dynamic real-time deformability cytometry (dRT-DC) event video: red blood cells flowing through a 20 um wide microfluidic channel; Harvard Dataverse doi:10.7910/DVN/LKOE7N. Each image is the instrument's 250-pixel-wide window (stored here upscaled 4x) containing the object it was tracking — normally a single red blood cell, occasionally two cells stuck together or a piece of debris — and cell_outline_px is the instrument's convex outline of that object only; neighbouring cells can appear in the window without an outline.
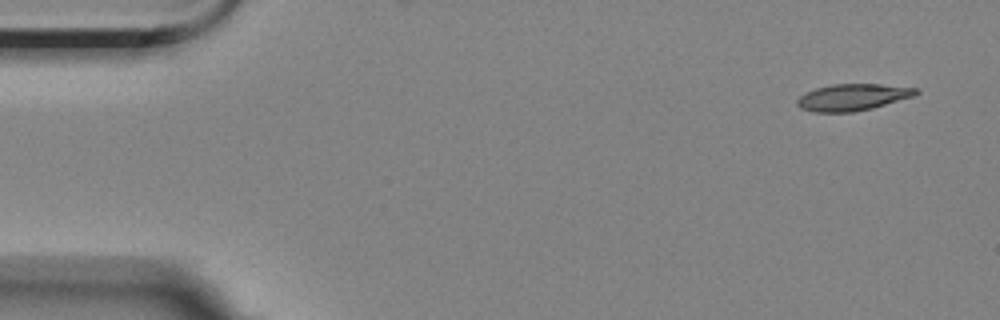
{"species": "Egyptian fruit bat (a non-hibernating species)", "species_latin": "Rousettus aegyptiacus", "temperature_condition": "room temperature", "stored_images_in_passage": 2, "camera_frame_rate_fps": 3000, "um_per_image_px": 0.085, "animal": {"sex": "female"}, "frame": {"image": 1, "passage_image": 1, "time_ms": 0.0, "image_size_px": [1000, 320], "cell_outline_px": [[920, 92], [916, 96], [872, 108], [852, 112], [816, 112], [800, 108], [796, 104], [796, 100], [800, 96], [816, 88], [832, 84], [880, 84], [920, 88]], "centroid_in_image_um": [72.53, 8.26], "position_along_channel_um": 12.5, "area_um2": 18.55}}